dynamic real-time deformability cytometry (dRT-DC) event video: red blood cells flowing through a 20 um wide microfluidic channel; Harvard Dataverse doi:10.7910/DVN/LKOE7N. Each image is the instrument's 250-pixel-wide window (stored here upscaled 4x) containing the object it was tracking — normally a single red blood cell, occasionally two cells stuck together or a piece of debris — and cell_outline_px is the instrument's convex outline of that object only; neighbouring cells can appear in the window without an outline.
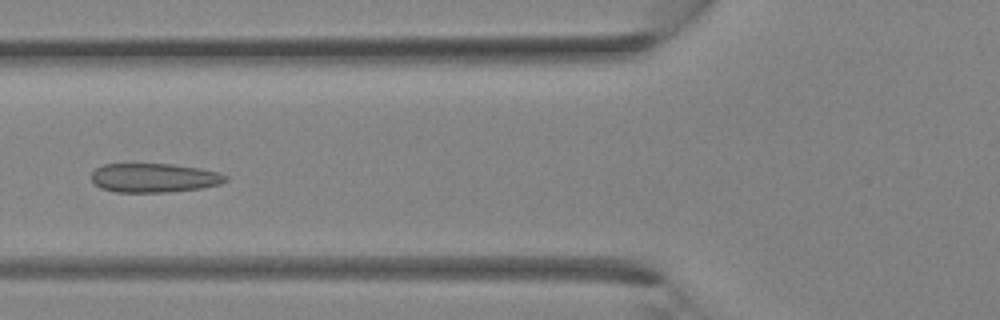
{"species": "Egyptian fruit bat (a non-hibernating species)", "species_latin": "Rousettus aegyptiacus", "temperature_condition": "room temperature", "stored_images_in_passage": 35, "camera_frame_rate_fps": 3000, "um_per_image_px": 0.085, "animal": {"sex": "female"}, "frame": {"image": 1, "passage_image": 14, "time_ms": 4.333, "image_size_px": [1000, 320], "cell_outline_px": [[228, 180], [220, 184], [200, 188], [164, 192], [116, 192], [100, 188], [92, 180], [92, 172], [96, 168], [104, 164], [172, 164], [200, 168], [220, 172], [228, 176]], "centroid_in_image_um": [13.12, 15.11], "position_along_channel_um": 112.7, "area_um2": 22.72}}
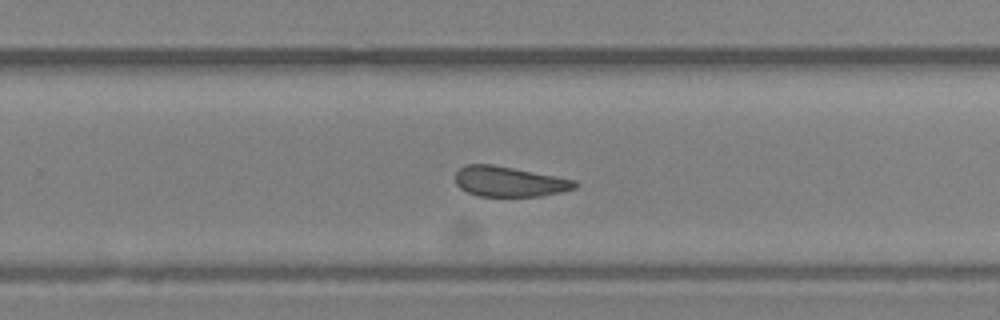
{"frame": {"image": 2, "passage_image": 23, "time_ms": 7.333, "image_size_px": [1000, 320], "cell_outline_px": [[580, 184], [576, 188], [560, 192], [540, 196], [480, 196], [468, 192], [460, 188], [456, 184], [456, 172], [464, 164], [492, 164], [556, 176], [576, 180]], "centroid_in_image_um": [43.3, 15.43], "position_along_channel_um": 286.5, "area_um2": 21.04}}
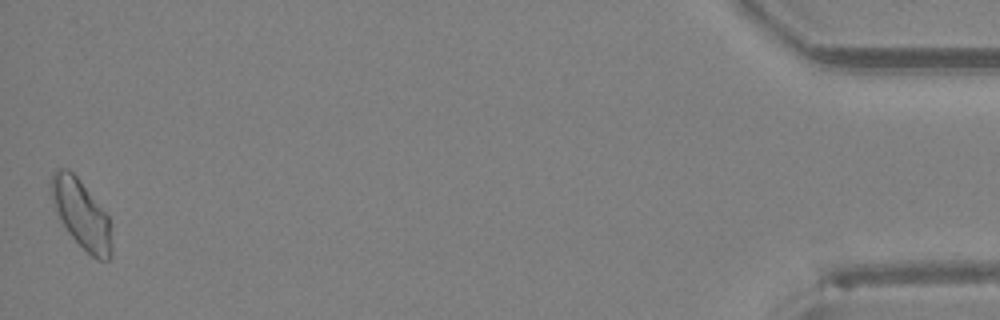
{"frame": {"image": 3, "passage_image": 35, "time_ms": 11.333, "image_size_px": [1000, 320], "cell_outline_px": [[112, 256], [108, 260], [96, 260], [68, 232], [52, 200], [48, 184], [52, 172], [56, 168], [68, 168], [80, 180], [108, 216], [112, 248]], "centroid_in_image_um": [6.89, 18.16], "position_along_channel_um": 428.3, "area_um2": 23.81}}